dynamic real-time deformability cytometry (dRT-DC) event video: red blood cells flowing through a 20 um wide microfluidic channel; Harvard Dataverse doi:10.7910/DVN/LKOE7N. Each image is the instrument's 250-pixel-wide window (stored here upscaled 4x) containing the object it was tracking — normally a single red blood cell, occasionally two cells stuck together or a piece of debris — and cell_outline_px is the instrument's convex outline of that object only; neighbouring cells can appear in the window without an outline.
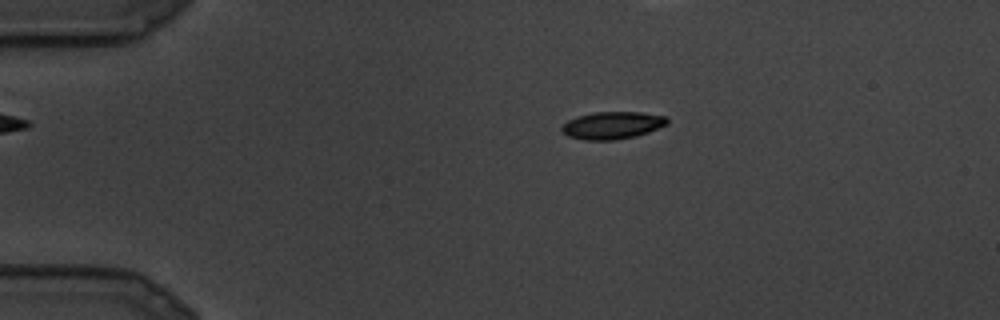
{"species": "common noctule bat (a hibernating species)", "species_latin": "Nyctalus noctula", "temperature_condition": "cold", "stored_images_in_passage": 8, "camera_frame_rate_fps": 3000, "um_per_image_px": 0.085, "animal": {"sex": "male", "body_mass_g": 19.5, "forearm_length_mm": 54.6}, "frame": {"image": 1, "passage_image": 2, "time_ms": 0.333, "image_size_px": [1000, 320], "cell_outline_px": [[668, 124], [648, 132], [636, 136], [616, 140], [584, 140], [568, 136], [560, 128], [568, 120], [576, 116], [592, 112], [640, 112], [668, 116]], "centroid_in_image_um": [52.06, 10.64], "position_along_channel_um": 32.9, "area_um2": 16.94}}
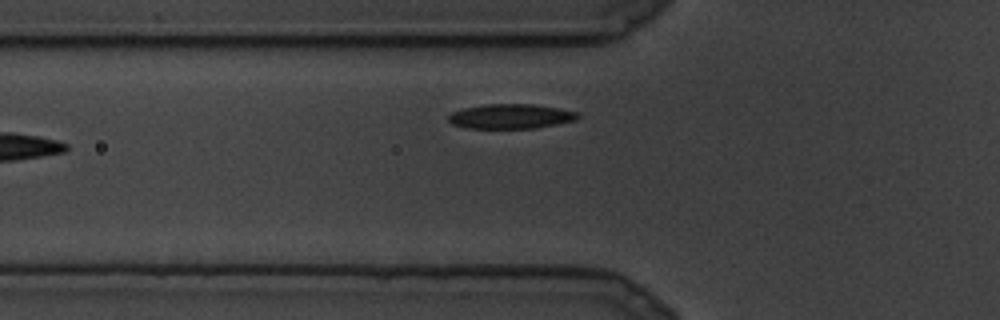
{"frame": {"image": 2, "passage_image": 8, "time_ms": 2.333, "image_size_px": [1000, 320], "cell_outline_px": [[580, 116], [576, 120], [536, 128], [464, 128], [452, 124], [448, 120], [448, 116], [452, 112], [464, 108], [484, 104], [532, 104], [556, 108], [576, 112]], "centroid_in_image_um": [43.37, 9.89], "position_along_channel_um": 82.4, "area_um2": 18.5}}